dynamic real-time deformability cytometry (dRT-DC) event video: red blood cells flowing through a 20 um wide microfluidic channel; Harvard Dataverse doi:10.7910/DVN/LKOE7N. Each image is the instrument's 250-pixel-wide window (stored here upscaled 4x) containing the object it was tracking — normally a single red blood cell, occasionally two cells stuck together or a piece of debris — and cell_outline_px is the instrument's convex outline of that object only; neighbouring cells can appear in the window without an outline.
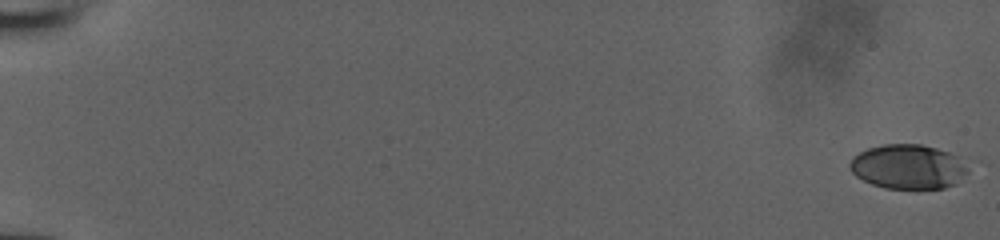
{"species": "human", "species_latin": "Homo sapiens", "temperature_condition": "room temperature", "stored_images_in_passage": 16, "camera_frame_rate_fps": 3000, "um_per_image_px": 0.085, "donor": {"sex": "male"}, "frame": {"image": 1, "passage_image": 1, "time_ms": 0.0, "image_size_px": [1000, 240], "cell_outline_px": [[980, 160], [956, 184], [944, 188], [884, 188], [872, 184], [856, 176], [848, 168], [848, 164], [852, 156], [868, 148], [884, 144], [920, 144], [936, 148]], "centroid_in_image_um": [77.37, 14.15], "position_along_channel_um": 7.6, "area_um2": 31.96}}
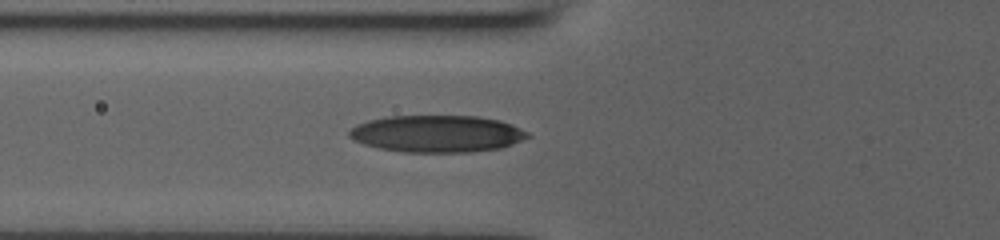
{"frame": {"image": 2, "passage_image": 12, "time_ms": 3.667, "image_size_px": [1000, 240], "cell_outline_px": [[532, 136], [512, 144], [500, 148], [472, 152], [404, 152], [380, 148], [364, 144], [348, 136], [348, 132], [356, 124], [368, 120], [384, 116], [476, 116], [500, 120], [512, 124], [528, 132]], "centroid_in_image_um": [37.16, 11.36], "position_along_channel_um": 88.6, "area_um2": 38.55}}
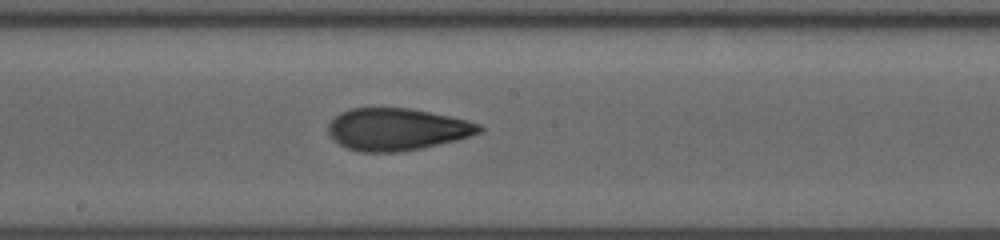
{"frame": {"image": 3, "passage_image": 16, "time_ms": 5.0, "image_size_px": [1000, 240], "cell_outline_px": [[484, 128], [480, 132], [456, 140], [420, 148], [400, 152], [360, 152], [348, 148], [332, 140], [328, 132], [328, 124], [340, 112], [352, 108], [408, 108], [468, 120], [480, 124]], "centroid_in_image_um": [33.71, 10.99], "position_along_channel_um": 214.5, "area_um2": 36.88}}